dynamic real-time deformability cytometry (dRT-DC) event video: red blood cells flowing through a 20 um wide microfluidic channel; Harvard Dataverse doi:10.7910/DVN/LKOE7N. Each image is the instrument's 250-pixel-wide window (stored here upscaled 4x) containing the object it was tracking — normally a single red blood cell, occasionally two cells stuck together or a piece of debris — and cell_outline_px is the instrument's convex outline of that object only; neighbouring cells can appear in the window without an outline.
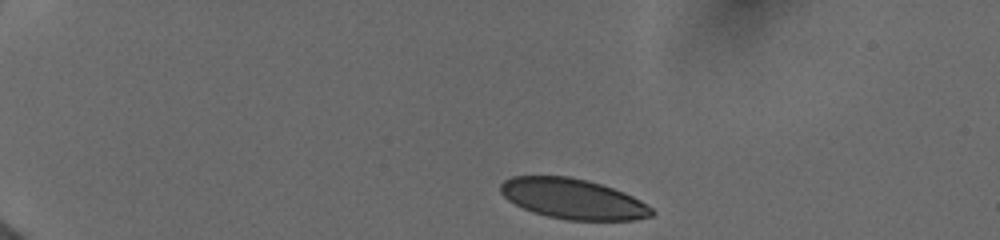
{"species": "human", "species_latin": "Homo sapiens", "temperature_condition": "cold", "stored_images_in_passage": 6, "camera_frame_rate_fps": 3000, "um_per_image_px": 0.085, "donor": {"sex": "female"}, "frame": {"image": 1, "passage_image": 1, "time_ms": 0.0, "image_size_px": [1000, 240], "cell_outline_px": [[656, 212], [652, 216], [636, 220], [568, 220], [548, 216], [532, 212], [508, 200], [500, 192], [500, 184], [504, 180], [512, 176], [568, 176], [588, 180], [624, 192], [640, 200], [652, 208]], "centroid_in_image_um": [48.71, 16.9], "position_along_channel_um": 36.3, "area_um2": 35.49}}
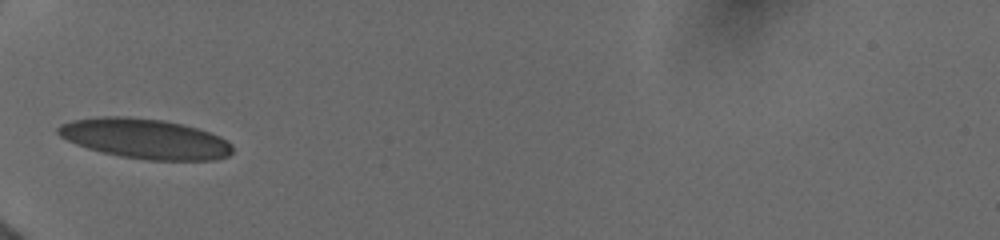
{"frame": {"image": 2, "passage_image": 5, "time_ms": 3.0, "image_size_px": [1000, 240], "cell_outline_px": [[232, 152], [228, 156], [216, 160], [148, 160], [120, 156], [100, 152], [76, 144], [60, 136], [56, 132], [56, 128], [60, 124], [72, 120], [100, 116], [132, 116], [164, 120], [184, 124], [220, 136], [228, 140], [232, 144]], "centroid_in_image_um": [12.33, 11.78], "position_along_channel_um": 72.7, "area_um2": 40.98}}